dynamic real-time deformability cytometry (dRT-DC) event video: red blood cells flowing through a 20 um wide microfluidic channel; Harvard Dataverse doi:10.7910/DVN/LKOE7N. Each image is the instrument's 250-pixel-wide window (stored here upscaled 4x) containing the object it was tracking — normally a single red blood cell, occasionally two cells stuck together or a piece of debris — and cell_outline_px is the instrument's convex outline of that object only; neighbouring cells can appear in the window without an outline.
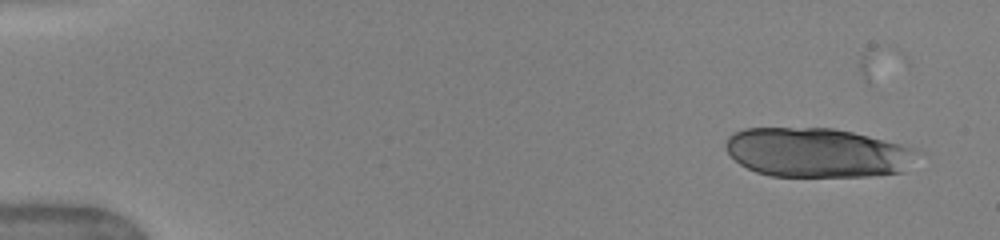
{"species": "human", "species_latin": "Homo sapiens", "temperature_condition": "warm", "stored_images_in_passage": 19, "camera_frame_rate_fps": 3000, "um_per_image_px": 0.085, "donor": {"sex": "female"}, "frame": {"image": 1, "passage_image": 1, "time_ms": 0.0, "image_size_px": [1000, 240], "cell_outline_px": [[924, 152], [904, 172], [868, 176], [772, 176], [756, 172], [740, 164], [728, 152], [724, 144], [728, 136], [732, 132], [744, 128], [832, 128], [852, 132], [916, 148]], "centroid_in_image_um": [69.5, 12.97], "position_along_channel_um": 15.5, "area_um2": 55.49}}